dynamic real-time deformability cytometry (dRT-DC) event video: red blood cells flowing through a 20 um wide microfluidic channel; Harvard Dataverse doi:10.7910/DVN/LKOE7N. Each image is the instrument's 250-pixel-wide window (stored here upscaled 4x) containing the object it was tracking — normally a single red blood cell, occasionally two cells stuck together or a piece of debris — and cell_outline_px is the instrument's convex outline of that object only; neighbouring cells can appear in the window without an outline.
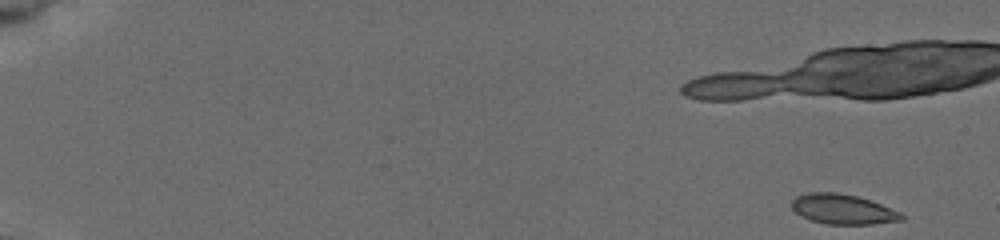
{"species": "common noctule bat (a hibernating species)", "species_latin": "Nyctalus noctula", "temperature_condition": "cold", "stored_images_in_passage": 14, "camera_frame_rate_fps": 3000, "um_per_image_px": 0.085, "animal": {"sex": "female", "body_mass_g": 19.5, "forearm_length_mm": 54.1}, "frame": {"image": 1, "passage_image": 1, "time_ms": 0.0, "image_size_px": [1000, 240], "cell_outline_px": [[904, 220], [872, 224], [824, 224], [800, 216], [792, 208], [792, 200], [796, 196], [808, 192], [840, 192], [856, 196], [880, 204], [900, 212], [904, 216]], "centroid_in_image_um": [71.62, 17.78], "position_along_channel_um": 13.4, "area_um2": 19.13}}